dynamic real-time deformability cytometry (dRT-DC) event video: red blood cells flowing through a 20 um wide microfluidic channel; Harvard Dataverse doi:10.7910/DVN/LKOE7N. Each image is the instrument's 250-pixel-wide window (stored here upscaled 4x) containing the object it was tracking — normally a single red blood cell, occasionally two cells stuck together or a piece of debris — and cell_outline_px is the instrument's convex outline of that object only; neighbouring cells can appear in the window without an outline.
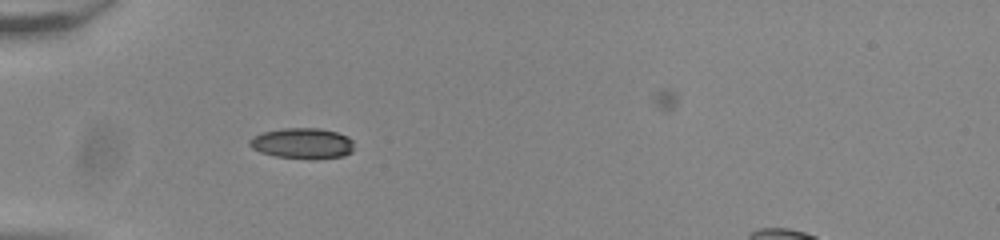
{"species": "common noctule bat (a hibernating species)", "species_latin": "Nyctalus noctula", "temperature_condition": "room temperature", "stored_images_in_passage": 37, "camera_frame_rate_fps": 3000, "um_per_image_px": 0.085, "animal": {"sex": "male", "body_mass_g": 20.0, "forearm_length_mm": 53.3}, "frame": {"image": 1, "passage_image": 1, "time_ms": 0.0, "image_size_px": [1000, 240], "cell_outline_px": [[352, 152], [344, 156], [316, 160], [312, 160], [276, 156], [260, 152], [252, 148], [248, 144], [248, 140], [252, 136], [264, 132], [284, 128], [320, 128], [336, 132], [348, 136], [352, 140]], "centroid_in_image_um": [25.7, 12.2], "position_along_channel_um": 59.3, "area_um2": 18.96}}
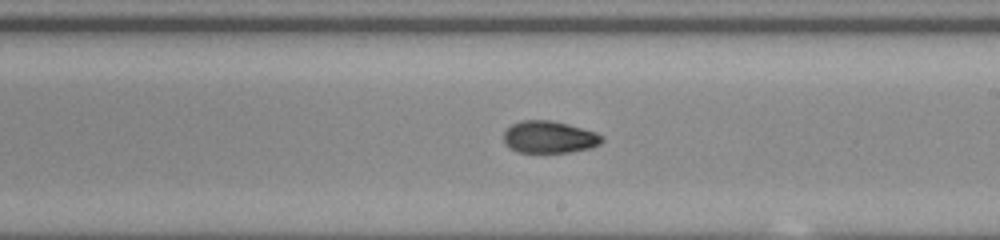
{"frame": {"image": 2, "passage_image": 16, "time_ms": 5.0, "image_size_px": [1000, 240], "cell_outline_px": [[604, 140], [600, 144], [592, 148], [568, 152], [516, 152], [508, 148], [504, 144], [504, 132], [512, 124], [520, 120], [552, 120], [568, 124], [596, 132], [604, 136]], "centroid_in_image_um": [46.69, 11.65], "position_along_channel_um": 242.3, "area_um2": 18.61}}
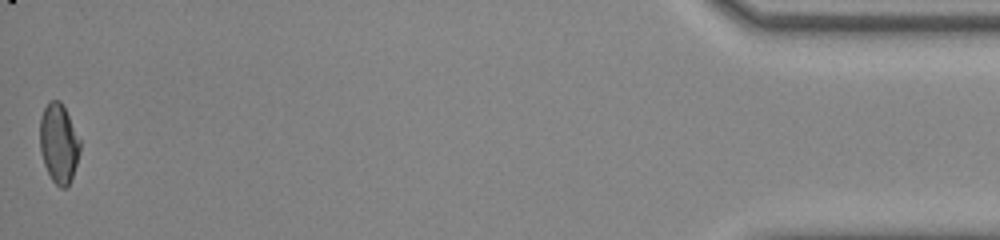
{"frame": {"image": 3, "passage_image": 37, "time_ms": 12.0, "image_size_px": [1000, 240], "cell_outline_px": [[80, 152], [68, 188], [60, 188], [52, 180], [44, 164], [40, 152], [40, 116], [48, 100], [60, 100], [80, 140]], "centroid_in_image_um": [4.98, 12.19], "position_along_channel_um": 430.2, "area_um2": 18.5}, "authors_computed_cell_mechanics": {"area_um2": 18.496, "velocity_mm_per_s": 3.8649, "shape_relaxation_time_tau1_ms": null, "shape_relaxation_time_tau2_ms": 2.5495, "deformation_change_tau1": null, "deformation_change_tau2": 0.069}}